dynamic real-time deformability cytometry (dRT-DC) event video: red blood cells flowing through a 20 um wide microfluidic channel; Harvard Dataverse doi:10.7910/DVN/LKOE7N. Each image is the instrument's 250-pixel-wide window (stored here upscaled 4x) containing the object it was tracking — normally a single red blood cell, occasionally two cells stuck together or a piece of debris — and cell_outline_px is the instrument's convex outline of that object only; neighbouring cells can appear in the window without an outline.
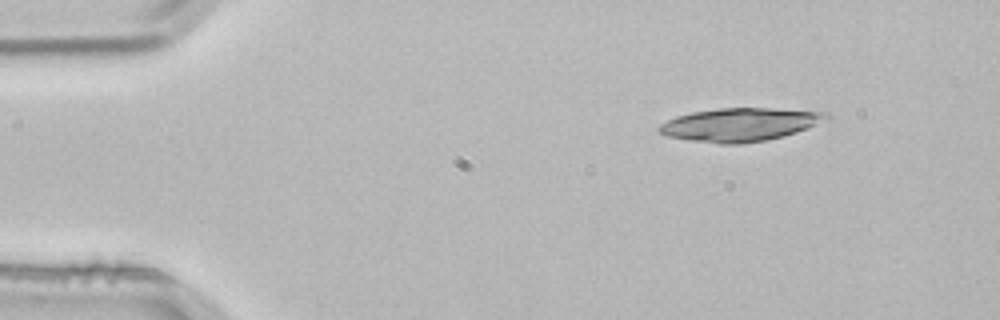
{"species": "common noctule bat (a hibernating species)", "species_latin": "Nyctalus noctula", "temperature_condition": "room temperature", "stored_images_in_passage": 3, "camera_frame_rate_fps": 3000, "um_per_image_px": 0.085, "animal": {"sex": "male", "body_mass_g": 21.5, "forearm_length_mm": 52.0}, "frame": {"image": 1, "passage_image": 1, "time_ms": 0.0, "image_size_px": [1000, 320], "cell_outline_px": [[832, 116], [828, 120], [808, 128], [796, 132], [764, 140], [740, 144], [720, 144], [688, 140], [668, 136], [660, 132], [656, 128], [660, 124], [676, 116], [692, 112], [720, 108], [768, 108], [828, 112]], "centroid_in_image_um": [62.91, 10.58], "position_along_channel_um": 22.1, "area_um2": 32.37}}